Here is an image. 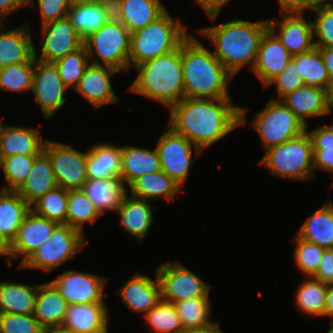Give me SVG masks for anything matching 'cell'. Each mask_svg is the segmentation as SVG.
I'll list each match as a JSON object with an SVG mask.
<instances>
[{
    "label": "cell",
    "instance_id": "17",
    "mask_svg": "<svg viewBox=\"0 0 333 333\" xmlns=\"http://www.w3.org/2000/svg\"><path fill=\"white\" fill-rule=\"evenodd\" d=\"M59 224L35 214L32 210L27 214L18 229L15 239L10 244L12 259H20V267L40 246L52 235Z\"/></svg>",
    "mask_w": 333,
    "mask_h": 333
},
{
    "label": "cell",
    "instance_id": "60",
    "mask_svg": "<svg viewBox=\"0 0 333 333\" xmlns=\"http://www.w3.org/2000/svg\"><path fill=\"white\" fill-rule=\"evenodd\" d=\"M218 325L219 323L213 322L210 325L202 328L183 330L181 333H223Z\"/></svg>",
    "mask_w": 333,
    "mask_h": 333
},
{
    "label": "cell",
    "instance_id": "7",
    "mask_svg": "<svg viewBox=\"0 0 333 333\" xmlns=\"http://www.w3.org/2000/svg\"><path fill=\"white\" fill-rule=\"evenodd\" d=\"M130 42L131 32L123 24L106 23L86 37L83 44L91 63L129 72Z\"/></svg>",
    "mask_w": 333,
    "mask_h": 333
},
{
    "label": "cell",
    "instance_id": "29",
    "mask_svg": "<svg viewBox=\"0 0 333 333\" xmlns=\"http://www.w3.org/2000/svg\"><path fill=\"white\" fill-rule=\"evenodd\" d=\"M57 186L49 156L42 151L35 158L26 181L16 192L31 206Z\"/></svg>",
    "mask_w": 333,
    "mask_h": 333
},
{
    "label": "cell",
    "instance_id": "30",
    "mask_svg": "<svg viewBox=\"0 0 333 333\" xmlns=\"http://www.w3.org/2000/svg\"><path fill=\"white\" fill-rule=\"evenodd\" d=\"M328 200L307 217L295 235L324 249H333V202Z\"/></svg>",
    "mask_w": 333,
    "mask_h": 333
},
{
    "label": "cell",
    "instance_id": "52",
    "mask_svg": "<svg viewBox=\"0 0 333 333\" xmlns=\"http://www.w3.org/2000/svg\"><path fill=\"white\" fill-rule=\"evenodd\" d=\"M326 0H277L282 14H303L305 10L314 11Z\"/></svg>",
    "mask_w": 333,
    "mask_h": 333
},
{
    "label": "cell",
    "instance_id": "22",
    "mask_svg": "<svg viewBox=\"0 0 333 333\" xmlns=\"http://www.w3.org/2000/svg\"><path fill=\"white\" fill-rule=\"evenodd\" d=\"M106 303L68 305L62 327L75 333H108Z\"/></svg>",
    "mask_w": 333,
    "mask_h": 333
},
{
    "label": "cell",
    "instance_id": "6",
    "mask_svg": "<svg viewBox=\"0 0 333 333\" xmlns=\"http://www.w3.org/2000/svg\"><path fill=\"white\" fill-rule=\"evenodd\" d=\"M259 165L282 179L295 181L315 179L313 147L307 131L281 145L266 149Z\"/></svg>",
    "mask_w": 333,
    "mask_h": 333
},
{
    "label": "cell",
    "instance_id": "47",
    "mask_svg": "<svg viewBox=\"0 0 333 333\" xmlns=\"http://www.w3.org/2000/svg\"><path fill=\"white\" fill-rule=\"evenodd\" d=\"M313 12V34L317 37L315 47L333 48V5L327 0Z\"/></svg>",
    "mask_w": 333,
    "mask_h": 333
},
{
    "label": "cell",
    "instance_id": "24",
    "mask_svg": "<svg viewBox=\"0 0 333 333\" xmlns=\"http://www.w3.org/2000/svg\"><path fill=\"white\" fill-rule=\"evenodd\" d=\"M281 101L308 126L307 118L331 113L327 90L303 85L285 95Z\"/></svg>",
    "mask_w": 333,
    "mask_h": 333
},
{
    "label": "cell",
    "instance_id": "5",
    "mask_svg": "<svg viewBox=\"0 0 333 333\" xmlns=\"http://www.w3.org/2000/svg\"><path fill=\"white\" fill-rule=\"evenodd\" d=\"M179 18L173 19L166 10L145 28L131 33L130 68L146 60L166 55L176 50L190 34Z\"/></svg>",
    "mask_w": 333,
    "mask_h": 333
},
{
    "label": "cell",
    "instance_id": "2",
    "mask_svg": "<svg viewBox=\"0 0 333 333\" xmlns=\"http://www.w3.org/2000/svg\"><path fill=\"white\" fill-rule=\"evenodd\" d=\"M267 30L268 20L252 22L237 18L198 29L213 43L212 53L234 77L246 65L252 70L261 38Z\"/></svg>",
    "mask_w": 333,
    "mask_h": 333
},
{
    "label": "cell",
    "instance_id": "48",
    "mask_svg": "<svg viewBox=\"0 0 333 333\" xmlns=\"http://www.w3.org/2000/svg\"><path fill=\"white\" fill-rule=\"evenodd\" d=\"M44 328L31 314H0V333H43Z\"/></svg>",
    "mask_w": 333,
    "mask_h": 333
},
{
    "label": "cell",
    "instance_id": "11",
    "mask_svg": "<svg viewBox=\"0 0 333 333\" xmlns=\"http://www.w3.org/2000/svg\"><path fill=\"white\" fill-rule=\"evenodd\" d=\"M162 300L169 303L205 297L210 285L183 266L180 261L166 262L157 268Z\"/></svg>",
    "mask_w": 333,
    "mask_h": 333
},
{
    "label": "cell",
    "instance_id": "54",
    "mask_svg": "<svg viewBox=\"0 0 333 333\" xmlns=\"http://www.w3.org/2000/svg\"><path fill=\"white\" fill-rule=\"evenodd\" d=\"M313 165L314 170H324L333 175V150L313 149Z\"/></svg>",
    "mask_w": 333,
    "mask_h": 333
},
{
    "label": "cell",
    "instance_id": "21",
    "mask_svg": "<svg viewBox=\"0 0 333 333\" xmlns=\"http://www.w3.org/2000/svg\"><path fill=\"white\" fill-rule=\"evenodd\" d=\"M3 24L0 25V68L35 61V45L29 23L9 30L4 26L1 29Z\"/></svg>",
    "mask_w": 333,
    "mask_h": 333
},
{
    "label": "cell",
    "instance_id": "41",
    "mask_svg": "<svg viewBox=\"0 0 333 333\" xmlns=\"http://www.w3.org/2000/svg\"><path fill=\"white\" fill-rule=\"evenodd\" d=\"M69 190L57 186L31 205V210L58 224H66Z\"/></svg>",
    "mask_w": 333,
    "mask_h": 333
},
{
    "label": "cell",
    "instance_id": "36",
    "mask_svg": "<svg viewBox=\"0 0 333 333\" xmlns=\"http://www.w3.org/2000/svg\"><path fill=\"white\" fill-rule=\"evenodd\" d=\"M297 66L298 74L304 80V85L328 90L331 80L324 65L320 50L314 49L292 56Z\"/></svg>",
    "mask_w": 333,
    "mask_h": 333
},
{
    "label": "cell",
    "instance_id": "53",
    "mask_svg": "<svg viewBox=\"0 0 333 333\" xmlns=\"http://www.w3.org/2000/svg\"><path fill=\"white\" fill-rule=\"evenodd\" d=\"M313 278L324 283L333 282V249H325L319 269Z\"/></svg>",
    "mask_w": 333,
    "mask_h": 333
},
{
    "label": "cell",
    "instance_id": "33",
    "mask_svg": "<svg viewBox=\"0 0 333 333\" xmlns=\"http://www.w3.org/2000/svg\"><path fill=\"white\" fill-rule=\"evenodd\" d=\"M31 206L16 192L0 190V234L11 244Z\"/></svg>",
    "mask_w": 333,
    "mask_h": 333
},
{
    "label": "cell",
    "instance_id": "63",
    "mask_svg": "<svg viewBox=\"0 0 333 333\" xmlns=\"http://www.w3.org/2000/svg\"><path fill=\"white\" fill-rule=\"evenodd\" d=\"M327 94H328V104H329V108L331 113L333 112V80H331L330 86L327 90Z\"/></svg>",
    "mask_w": 333,
    "mask_h": 333
},
{
    "label": "cell",
    "instance_id": "12",
    "mask_svg": "<svg viewBox=\"0 0 333 333\" xmlns=\"http://www.w3.org/2000/svg\"><path fill=\"white\" fill-rule=\"evenodd\" d=\"M155 148L159 156L161 170L180 187L186 182L191 164H193V149L196 156H200L203 152L190 140L174 133L170 128L162 133Z\"/></svg>",
    "mask_w": 333,
    "mask_h": 333
},
{
    "label": "cell",
    "instance_id": "51",
    "mask_svg": "<svg viewBox=\"0 0 333 333\" xmlns=\"http://www.w3.org/2000/svg\"><path fill=\"white\" fill-rule=\"evenodd\" d=\"M306 131L310 136L313 149L333 150V123L330 125H321L318 128Z\"/></svg>",
    "mask_w": 333,
    "mask_h": 333
},
{
    "label": "cell",
    "instance_id": "62",
    "mask_svg": "<svg viewBox=\"0 0 333 333\" xmlns=\"http://www.w3.org/2000/svg\"><path fill=\"white\" fill-rule=\"evenodd\" d=\"M43 333H75L71 330H68L62 326L49 327L43 330Z\"/></svg>",
    "mask_w": 333,
    "mask_h": 333
},
{
    "label": "cell",
    "instance_id": "27",
    "mask_svg": "<svg viewBox=\"0 0 333 333\" xmlns=\"http://www.w3.org/2000/svg\"><path fill=\"white\" fill-rule=\"evenodd\" d=\"M149 203L150 201L127 194L121 206L116 210V213L120 215V224L130 234L129 237H134L139 243L147 236L148 230L155 219L153 216L155 206L153 207Z\"/></svg>",
    "mask_w": 333,
    "mask_h": 333
},
{
    "label": "cell",
    "instance_id": "55",
    "mask_svg": "<svg viewBox=\"0 0 333 333\" xmlns=\"http://www.w3.org/2000/svg\"><path fill=\"white\" fill-rule=\"evenodd\" d=\"M107 23L123 24L121 0H101Z\"/></svg>",
    "mask_w": 333,
    "mask_h": 333
},
{
    "label": "cell",
    "instance_id": "42",
    "mask_svg": "<svg viewBox=\"0 0 333 333\" xmlns=\"http://www.w3.org/2000/svg\"><path fill=\"white\" fill-rule=\"evenodd\" d=\"M38 155H13L0 158V168L7 181L0 190L17 191L26 181L35 158Z\"/></svg>",
    "mask_w": 333,
    "mask_h": 333
},
{
    "label": "cell",
    "instance_id": "4",
    "mask_svg": "<svg viewBox=\"0 0 333 333\" xmlns=\"http://www.w3.org/2000/svg\"><path fill=\"white\" fill-rule=\"evenodd\" d=\"M137 78L129 92L156 100L169 108L185 98L180 46L163 56L146 60L135 66Z\"/></svg>",
    "mask_w": 333,
    "mask_h": 333
},
{
    "label": "cell",
    "instance_id": "43",
    "mask_svg": "<svg viewBox=\"0 0 333 333\" xmlns=\"http://www.w3.org/2000/svg\"><path fill=\"white\" fill-rule=\"evenodd\" d=\"M58 69L62 82L70 89H74L80 78L84 75L86 68L91 63L85 46L77 51L66 54L53 62Z\"/></svg>",
    "mask_w": 333,
    "mask_h": 333
},
{
    "label": "cell",
    "instance_id": "10",
    "mask_svg": "<svg viewBox=\"0 0 333 333\" xmlns=\"http://www.w3.org/2000/svg\"><path fill=\"white\" fill-rule=\"evenodd\" d=\"M43 151L49 156L58 186L67 190L83 187L88 179V150L82 152L70 145L47 139Z\"/></svg>",
    "mask_w": 333,
    "mask_h": 333
},
{
    "label": "cell",
    "instance_id": "64",
    "mask_svg": "<svg viewBox=\"0 0 333 333\" xmlns=\"http://www.w3.org/2000/svg\"><path fill=\"white\" fill-rule=\"evenodd\" d=\"M101 0H71V4H87V3H97Z\"/></svg>",
    "mask_w": 333,
    "mask_h": 333
},
{
    "label": "cell",
    "instance_id": "23",
    "mask_svg": "<svg viewBox=\"0 0 333 333\" xmlns=\"http://www.w3.org/2000/svg\"><path fill=\"white\" fill-rule=\"evenodd\" d=\"M45 142L37 128L3 125L0 133V158L18 154L39 155Z\"/></svg>",
    "mask_w": 333,
    "mask_h": 333
},
{
    "label": "cell",
    "instance_id": "56",
    "mask_svg": "<svg viewBox=\"0 0 333 333\" xmlns=\"http://www.w3.org/2000/svg\"><path fill=\"white\" fill-rule=\"evenodd\" d=\"M195 1L206 12L209 18L215 21L217 16H219L221 9L230 0H195Z\"/></svg>",
    "mask_w": 333,
    "mask_h": 333
},
{
    "label": "cell",
    "instance_id": "57",
    "mask_svg": "<svg viewBox=\"0 0 333 333\" xmlns=\"http://www.w3.org/2000/svg\"><path fill=\"white\" fill-rule=\"evenodd\" d=\"M28 0H0V21L2 23L3 19L12 12H16L19 9L27 8Z\"/></svg>",
    "mask_w": 333,
    "mask_h": 333
},
{
    "label": "cell",
    "instance_id": "49",
    "mask_svg": "<svg viewBox=\"0 0 333 333\" xmlns=\"http://www.w3.org/2000/svg\"><path fill=\"white\" fill-rule=\"evenodd\" d=\"M40 11L41 24H47L67 17L71 0H36ZM34 0H28L27 7L32 8Z\"/></svg>",
    "mask_w": 333,
    "mask_h": 333
},
{
    "label": "cell",
    "instance_id": "19",
    "mask_svg": "<svg viewBox=\"0 0 333 333\" xmlns=\"http://www.w3.org/2000/svg\"><path fill=\"white\" fill-rule=\"evenodd\" d=\"M292 55L268 29L261 38L259 51L252 72L265 88L291 61Z\"/></svg>",
    "mask_w": 333,
    "mask_h": 333
},
{
    "label": "cell",
    "instance_id": "34",
    "mask_svg": "<svg viewBox=\"0 0 333 333\" xmlns=\"http://www.w3.org/2000/svg\"><path fill=\"white\" fill-rule=\"evenodd\" d=\"M38 284L0 282V314H31L34 311Z\"/></svg>",
    "mask_w": 333,
    "mask_h": 333
},
{
    "label": "cell",
    "instance_id": "31",
    "mask_svg": "<svg viewBox=\"0 0 333 333\" xmlns=\"http://www.w3.org/2000/svg\"><path fill=\"white\" fill-rule=\"evenodd\" d=\"M127 188L132 197L147 201L164 197L167 201L173 202L175 195L182 191L181 187L162 170L138 177Z\"/></svg>",
    "mask_w": 333,
    "mask_h": 333
},
{
    "label": "cell",
    "instance_id": "67",
    "mask_svg": "<svg viewBox=\"0 0 333 333\" xmlns=\"http://www.w3.org/2000/svg\"><path fill=\"white\" fill-rule=\"evenodd\" d=\"M328 2H330L333 5V0H327Z\"/></svg>",
    "mask_w": 333,
    "mask_h": 333
},
{
    "label": "cell",
    "instance_id": "32",
    "mask_svg": "<svg viewBox=\"0 0 333 333\" xmlns=\"http://www.w3.org/2000/svg\"><path fill=\"white\" fill-rule=\"evenodd\" d=\"M87 177L94 179L113 178L121 172V146L100 143L88 149Z\"/></svg>",
    "mask_w": 333,
    "mask_h": 333
},
{
    "label": "cell",
    "instance_id": "45",
    "mask_svg": "<svg viewBox=\"0 0 333 333\" xmlns=\"http://www.w3.org/2000/svg\"><path fill=\"white\" fill-rule=\"evenodd\" d=\"M35 61L0 68V88L11 92L31 91Z\"/></svg>",
    "mask_w": 333,
    "mask_h": 333
},
{
    "label": "cell",
    "instance_id": "20",
    "mask_svg": "<svg viewBox=\"0 0 333 333\" xmlns=\"http://www.w3.org/2000/svg\"><path fill=\"white\" fill-rule=\"evenodd\" d=\"M118 293L131 310L143 313V316L162 300L157 273H155V280L139 272L135 273Z\"/></svg>",
    "mask_w": 333,
    "mask_h": 333
},
{
    "label": "cell",
    "instance_id": "26",
    "mask_svg": "<svg viewBox=\"0 0 333 333\" xmlns=\"http://www.w3.org/2000/svg\"><path fill=\"white\" fill-rule=\"evenodd\" d=\"M67 308V301L51 281L38 284L33 316L44 329L61 326Z\"/></svg>",
    "mask_w": 333,
    "mask_h": 333
},
{
    "label": "cell",
    "instance_id": "8",
    "mask_svg": "<svg viewBox=\"0 0 333 333\" xmlns=\"http://www.w3.org/2000/svg\"><path fill=\"white\" fill-rule=\"evenodd\" d=\"M252 119L250 127L261 138L265 150L281 145L306 131L304 123L283 101L274 96Z\"/></svg>",
    "mask_w": 333,
    "mask_h": 333
},
{
    "label": "cell",
    "instance_id": "13",
    "mask_svg": "<svg viewBox=\"0 0 333 333\" xmlns=\"http://www.w3.org/2000/svg\"><path fill=\"white\" fill-rule=\"evenodd\" d=\"M68 89L53 62L35 59L31 92L45 119H50L56 111L64 107L66 102L64 95Z\"/></svg>",
    "mask_w": 333,
    "mask_h": 333
},
{
    "label": "cell",
    "instance_id": "37",
    "mask_svg": "<svg viewBox=\"0 0 333 333\" xmlns=\"http://www.w3.org/2000/svg\"><path fill=\"white\" fill-rule=\"evenodd\" d=\"M328 283L306 277L297 288L295 302L303 314L311 317L323 316Z\"/></svg>",
    "mask_w": 333,
    "mask_h": 333
},
{
    "label": "cell",
    "instance_id": "58",
    "mask_svg": "<svg viewBox=\"0 0 333 333\" xmlns=\"http://www.w3.org/2000/svg\"><path fill=\"white\" fill-rule=\"evenodd\" d=\"M324 61V65L327 69V73L330 80H333V48L331 47H317Z\"/></svg>",
    "mask_w": 333,
    "mask_h": 333
},
{
    "label": "cell",
    "instance_id": "9",
    "mask_svg": "<svg viewBox=\"0 0 333 333\" xmlns=\"http://www.w3.org/2000/svg\"><path fill=\"white\" fill-rule=\"evenodd\" d=\"M85 237L77 229L66 224H59L49 240L40 246L19 268H37L49 273L83 250Z\"/></svg>",
    "mask_w": 333,
    "mask_h": 333
},
{
    "label": "cell",
    "instance_id": "1",
    "mask_svg": "<svg viewBox=\"0 0 333 333\" xmlns=\"http://www.w3.org/2000/svg\"><path fill=\"white\" fill-rule=\"evenodd\" d=\"M168 109L171 115L168 127L202 150L243 126L248 111L235 106L231 98H183Z\"/></svg>",
    "mask_w": 333,
    "mask_h": 333
},
{
    "label": "cell",
    "instance_id": "59",
    "mask_svg": "<svg viewBox=\"0 0 333 333\" xmlns=\"http://www.w3.org/2000/svg\"><path fill=\"white\" fill-rule=\"evenodd\" d=\"M324 316H329L333 318V282L328 283Z\"/></svg>",
    "mask_w": 333,
    "mask_h": 333
},
{
    "label": "cell",
    "instance_id": "15",
    "mask_svg": "<svg viewBox=\"0 0 333 333\" xmlns=\"http://www.w3.org/2000/svg\"><path fill=\"white\" fill-rule=\"evenodd\" d=\"M42 50L40 56L34 47V57L43 62H55L57 59L80 49L84 40L66 17L42 25Z\"/></svg>",
    "mask_w": 333,
    "mask_h": 333
},
{
    "label": "cell",
    "instance_id": "35",
    "mask_svg": "<svg viewBox=\"0 0 333 333\" xmlns=\"http://www.w3.org/2000/svg\"><path fill=\"white\" fill-rule=\"evenodd\" d=\"M123 25L132 33L154 22L166 8L161 0H121Z\"/></svg>",
    "mask_w": 333,
    "mask_h": 333
},
{
    "label": "cell",
    "instance_id": "46",
    "mask_svg": "<svg viewBox=\"0 0 333 333\" xmlns=\"http://www.w3.org/2000/svg\"><path fill=\"white\" fill-rule=\"evenodd\" d=\"M292 241L296 244L293 258L297 268L306 277H313L319 269L325 249L317 244L300 239L296 235Z\"/></svg>",
    "mask_w": 333,
    "mask_h": 333
},
{
    "label": "cell",
    "instance_id": "40",
    "mask_svg": "<svg viewBox=\"0 0 333 333\" xmlns=\"http://www.w3.org/2000/svg\"><path fill=\"white\" fill-rule=\"evenodd\" d=\"M100 216L93 203L81 189L69 190L66 225L77 229L83 234L84 224H93Z\"/></svg>",
    "mask_w": 333,
    "mask_h": 333
},
{
    "label": "cell",
    "instance_id": "65",
    "mask_svg": "<svg viewBox=\"0 0 333 333\" xmlns=\"http://www.w3.org/2000/svg\"><path fill=\"white\" fill-rule=\"evenodd\" d=\"M327 333H333V319L330 321V328L328 329Z\"/></svg>",
    "mask_w": 333,
    "mask_h": 333
},
{
    "label": "cell",
    "instance_id": "50",
    "mask_svg": "<svg viewBox=\"0 0 333 333\" xmlns=\"http://www.w3.org/2000/svg\"><path fill=\"white\" fill-rule=\"evenodd\" d=\"M275 84L279 100H281L288 93L293 92L298 87L304 85V80L298 74L297 66L292 60L288 63L287 67L269 83L268 86Z\"/></svg>",
    "mask_w": 333,
    "mask_h": 333
},
{
    "label": "cell",
    "instance_id": "38",
    "mask_svg": "<svg viewBox=\"0 0 333 333\" xmlns=\"http://www.w3.org/2000/svg\"><path fill=\"white\" fill-rule=\"evenodd\" d=\"M67 18L83 40L107 23L101 2L72 4Z\"/></svg>",
    "mask_w": 333,
    "mask_h": 333
},
{
    "label": "cell",
    "instance_id": "44",
    "mask_svg": "<svg viewBox=\"0 0 333 333\" xmlns=\"http://www.w3.org/2000/svg\"><path fill=\"white\" fill-rule=\"evenodd\" d=\"M143 317L155 333H181L184 330L173 303L161 300Z\"/></svg>",
    "mask_w": 333,
    "mask_h": 333
},
{
    "label": "cell",
    "instance_id": "61",
    "mask_svg": "<svg viewBox=\"0 0 333 333\" xmlns=\"http://www.w3.org/2000/svg\"><path fill=\"white\" fill-rule=\"evenodd\" d=\"M0 255H3L5 257L7 256L6 264L12 266V262L10 261L12 259L10 243L1 234H0Z\"/></svg>",
    "mask_w": 333,
    "mask_h": 333
},
{
    "label": "cell",
    "instance_id": "14",
    "mask_svg": "<svg viewBox=\"0 0 333 333\" xmlns=\"http://www.w3.org/2000/svg\"><path fill=\"white\" fill-rule=\"evenodd\" d=\"M108 279L75 270H65L51 282L65 298L68 305L106 303L104 291ZM106 293V294H105Z\"/></svg>",
    "mask_w": 333,
    "mask_h": 333
},
{
    "label": "cell",
    "instance_id": "39",
    "mask_svg": "<svg viewBox=\"0 0 333 333\" xmlns=\"http://www.w3.org/2000/svg\"><path fill=\"white\" fill-rule=\"evenodd\" d=\"M184 330L202 328L213 323L209 294L201 298H191L173 303Z\"/></svg>",
    "mask_w": 333,
    "mask_h": 333
},
{
    "label": "cell",
    "instance_id": "25",
    "mask_svg": "<svg viewBox=\"0 0 333 333\" xmlns=\"http://www.w3.org/2000/svg\"><path fill=\"white\" fill-rule=\"evenodd\" d=\"M81 190L101 216L108 210L116 211L128 194V188L120 176L101 179L88 178Z\"/></svg>",
    "mask_w": 333,
    "mask_h": 333
},
{
    "label": "cell",
    "instance_id": "3",
    "mask_svg": "<svg viewBox=\"0 0 333 333\" xmlns=\"http://www.w3.org/2000/svg\"><path fill=\"white\" fill-rule=\"evenodd\" d=\"M181 63L185 98H231L228 84L234 76L191 34L181 42Z\"/></svg>",
    "mask_w": 333,
    "mask_h": 333
},
{
    "label": "cell",
    "instance_id": "66",
    "mask_svg": "<svg viewBox=\"0 0 333 333\" xmlns=\"http://www.w3.org/2000/svg\"><path fill=\"white\" fill-rule=\"evenodd\" d=\"M3 122H2V119H1V117H0V133H1V130H2V127H3Z\"/></svg>",
    "mask_w": 333,
    "mask_h": 333
},
{
    "label": "cell",
    "instance_id": "28",
    "mask_svg": "<svg viewBox=\"0 0 333 333\" xmlns=\"http://www.w3.org/2000/svg\"><path fill=\"white\" fill-rule=\"evenodd\" d=\"M158 171H161V165L156 148L151 150L130 145L121 147L120 177L126 187L138 177Z\"/></svg>",
    "mask_w": 333,
    "mask_h": 333
},
{
    "label": "cell",
    "instance_id": "16",
    "mask_svg": "<svg viewBox=\"0 0 333 333\" xmlns=\"http://www.w3.org/2000/svg\"><path fill=\"white\" fill-rule=\"evenodd\" d=\"M267 20L268 29L292 56L315 48L312 19L306 20L304 14H282L279 21ZM276 30L279 31L277 34Z\"/></svg>",
    "mask_w": 333,
    "mask_h": 333
},
{
    "label": "cell",
    "instance_id": "18",
    "mask_svg": "<svg viewBox=\"0 0 333 333\" xmlns=\"http://www.w3.org/2000/svg\"><path fill=\"white\" fill-rule=\"evenodd\" d=\"M116 73H120V71L113 67L90 63L74 91L96 109L117 103L119 99L112 88L110 79Z\"/></svg>",
    "mask_w": 333,
    "mask_h": 333
}]
</instances>
